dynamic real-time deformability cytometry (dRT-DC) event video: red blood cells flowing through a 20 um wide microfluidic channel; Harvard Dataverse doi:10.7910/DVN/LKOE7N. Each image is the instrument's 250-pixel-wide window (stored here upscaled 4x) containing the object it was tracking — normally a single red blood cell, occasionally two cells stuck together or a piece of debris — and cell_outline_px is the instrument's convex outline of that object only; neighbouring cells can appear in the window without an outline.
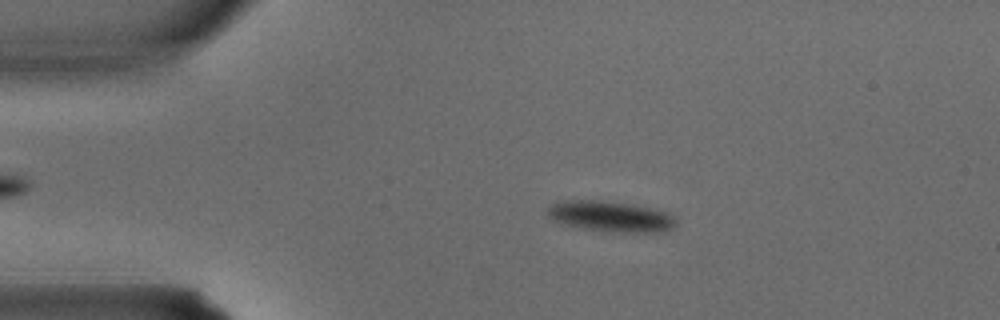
{"species": "common noctule bat (a hibernating species)", "species_latin": "Nyctalus noctula", "temperature_condition": "warm", "stored_images_in_passage": 3, "segment_of_instrument_passage": [1, 2], "camera_frame_rate_fps": 3000, "um_per_image_px": 0.085, "animal": {"sex": "male", "body_mass_g": 15.6}, "frame": {"image": 1, "passage_image": 1, "time_ms": 0.0, "image_size_px": [1000, 320], "cell_outline_px": [[676, 224], [672, 228], [656, 232], [612, 232], [584, 228], [552, 220], [548, 216], [548, 208], [552, 204], [564, 200], [596, 200], [628, 204], [668, 212], [676, 220]], "centroid_in_image_um": [51.89, 18.39], "position_along_channel_um": 33.1, "area_um2": 22.48}}